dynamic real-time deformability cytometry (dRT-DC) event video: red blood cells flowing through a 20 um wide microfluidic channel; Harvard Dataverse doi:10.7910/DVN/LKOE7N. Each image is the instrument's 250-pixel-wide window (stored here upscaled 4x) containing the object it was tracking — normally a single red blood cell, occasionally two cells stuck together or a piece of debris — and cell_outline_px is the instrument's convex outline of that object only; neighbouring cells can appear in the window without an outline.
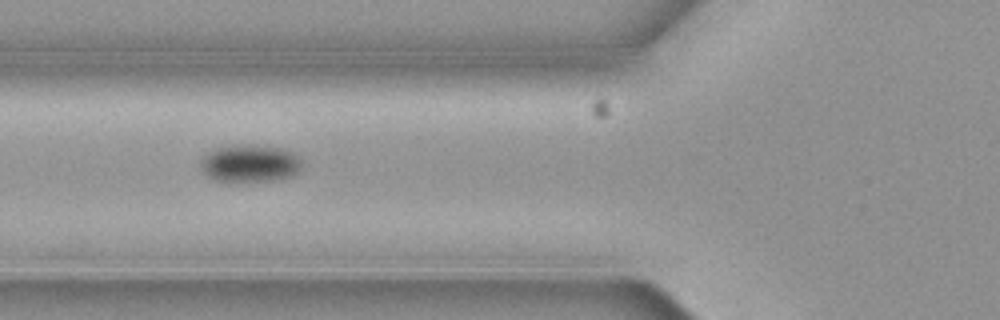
{"species": "common noctule bat (a hibernating species)", "species_latin": "Nyctalus noctula", "temperature_condition": "cold", "stored_images_in_passage": 11, "camera_frame_rate_fps": 3000, "um_per_image_px": 0.085, "animal": {"sex": "female", "body_mass_g": 19.3, "forearm_length_mm": 54.1}, "frame": {"image": 1, "passage_image": 2, "time_ms": 0.333, "image_size_px": [1000, 320], "cell_outline_px": [[300, 168], [296, 172], [288, 176], [272, 180], [216, 180], [208, 176], [200, 168], [200, 160], [208, 152], [216, 148], [240, 144], [252, 144], [280, 148], [292, 152], [300, 160]], "centroid_in_image_um": [21.19, 13.85], "position_along_channel_um": 104.6, "area_um2": 21.56}}
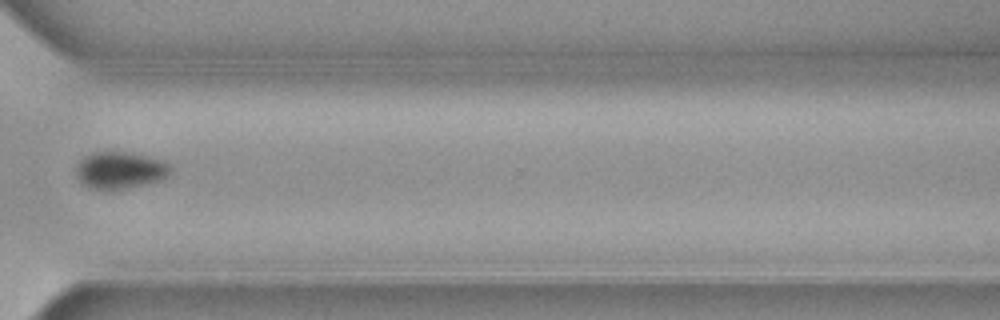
{"frame": {"image": 2, "passage_image": 8, "time_ms": 2.333, "image_size_px": [1000, 320], "cell_outline_px": [[172, 172], [168, 176], [160, 180], [144, 184], [108, 192], [88, 188], [76, 176], [76, 164], [84, 156], [92, 152], [124, 152], [148, 156], [164, 160], [172, 168]], "centroid_in_image_um": [10.19, 14.49], "position_along_channel_um": 360.4, "area_um2": 20.75}}
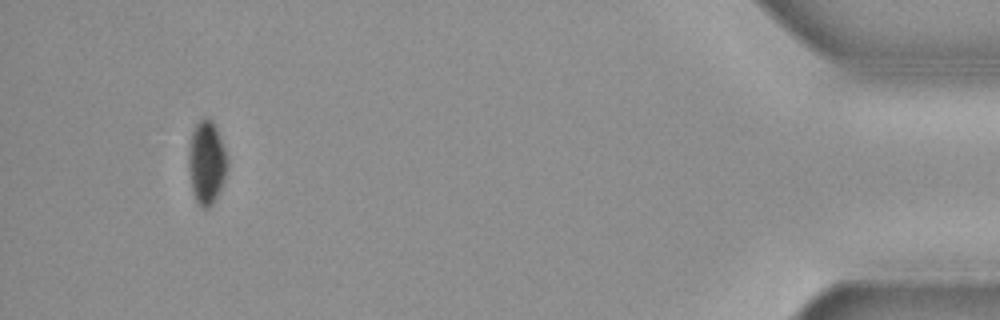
{"frame": {"image": 3, "passage_image": 10, "time_ms": 3.0, "image_size_px": [1000, 320], "cell_outline_px": [[228, 164], [220, 188], [212, 204], [208, 208], [200, 208], [192, 192], [188, 168], [188, 152], [192, 132], [196, 124], [204, 116], [208, 116], [212, 120], [216, 128], [224, 148], [228, 160]], "centroid_in_image_um": [17.53, 13.8], "position_along_channel_um": 417.7, "area_um2": 18.73}}